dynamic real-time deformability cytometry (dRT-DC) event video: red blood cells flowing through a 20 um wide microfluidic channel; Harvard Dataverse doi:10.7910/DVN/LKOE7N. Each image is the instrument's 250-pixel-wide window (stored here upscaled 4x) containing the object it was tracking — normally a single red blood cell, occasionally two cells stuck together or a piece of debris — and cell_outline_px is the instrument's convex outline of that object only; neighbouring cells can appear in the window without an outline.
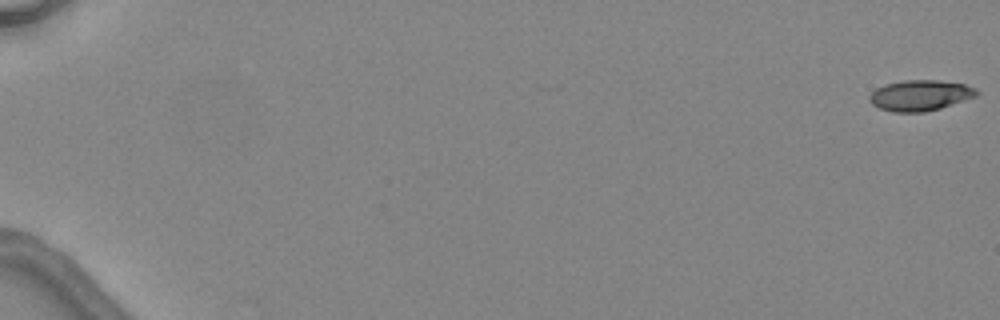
{"species": "common noctule bat (a hibernating species)", "species_latin": "Nyctalus noctula", "temperature_condition": "warm", "stored_images_in_passage": 3, "camera_frame_rate_fps": 3000, "um_per_image_px": 0.085, "animal": {"sex": "female", "body_mass_g": 24.6, "forearm_length_mm": 56.2}, "frame": {"image": 1, "passage_image": 1, "time_ms": 0.0, "image_size_px": [1000, 320], "cell_outline_px": [[980, 92], [976, 96], [940, 108], [924, 112], [892, 112], [880, 108], [872, 104], [868, 100], [868, 96], [876, 88], [884, 84], [904, 80], [940, 80], [964, 84], [976, 88]], "centroid_in_image_um": [78.19, 8.1], "position_along_channel_um": 6.8, "area_um2": 19.25}}